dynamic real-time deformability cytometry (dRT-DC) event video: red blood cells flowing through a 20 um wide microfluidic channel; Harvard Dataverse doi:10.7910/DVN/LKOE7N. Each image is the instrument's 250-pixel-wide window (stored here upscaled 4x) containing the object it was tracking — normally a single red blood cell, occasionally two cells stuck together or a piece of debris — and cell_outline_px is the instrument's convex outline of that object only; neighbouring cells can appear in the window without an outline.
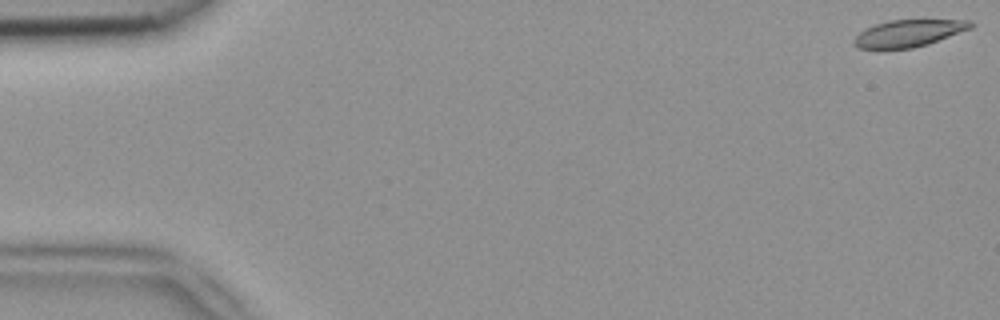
{"species": "common noctule bat (a hibernating species)", "species_latin": "Nyctalus noctula", "temperature_condition": "room temperature", "stored_images_in_passage": 10, "camera_frame_rate_fps": 3000, "um_per_image_px": 0.085, "animal": {"sex": "female", "body_mass_g": 18.4}, "frame": {"image": 1, "passage_image": 1, "time_ms": 0.0, "image_size_px": [1000, 320], "cell_outline_px": [[972, 28], [928, 44], [912, 48], [880, 52], [860, 48], [852, 40], [860, 32], [876, 24], [892, 20], [972, 20]], "centroid_in_image_um": [77.19, 2.87], "position_along_channel_um": 7.8, "area_um2": 18.67}}